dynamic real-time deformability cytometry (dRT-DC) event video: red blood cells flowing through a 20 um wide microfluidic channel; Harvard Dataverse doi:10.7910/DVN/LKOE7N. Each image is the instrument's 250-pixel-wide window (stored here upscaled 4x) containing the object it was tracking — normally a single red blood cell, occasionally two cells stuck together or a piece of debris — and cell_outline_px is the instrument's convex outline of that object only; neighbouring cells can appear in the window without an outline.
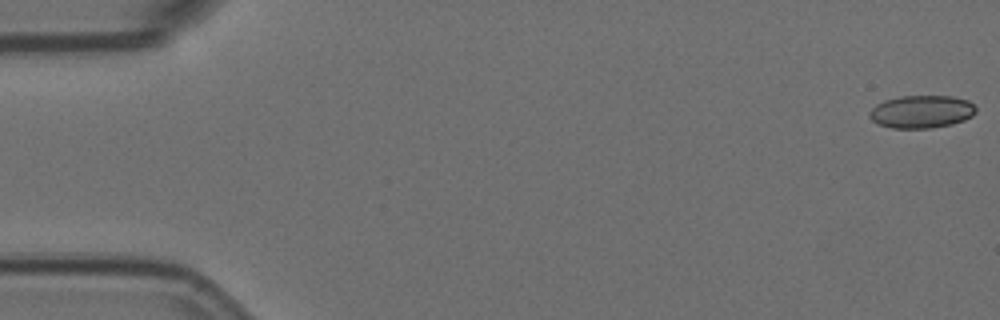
{"species": "Egyptian fruit bat (a non-hibernating species)", "species_latin": "Rousettus aegyptiacus", "temperature_condition": "room temperature", "stored_images_in_passage": 36, "camera_frame_rate_fps": 3000, "um_per_image_px": 0.085, "animal": {"sex": "female"}, "frame": {"image": 1, "passage_image": 1, "time_ms": 0.0, "image_size_px": [1000, 320], "cell_outline_px": [[976, 112], [972, 116], [964, 120], [952, 124], [932, 128], [892, 128], [876, 124], [868, 116], [868, 112], [876, 104], [884, 100], [900, 96], [952, 96], [968, 100], [976, 108]], "centroid_in_image_um": [78.3, 9.49], "position_along_channel_um": 6.7, "area_um2": 20.52}}
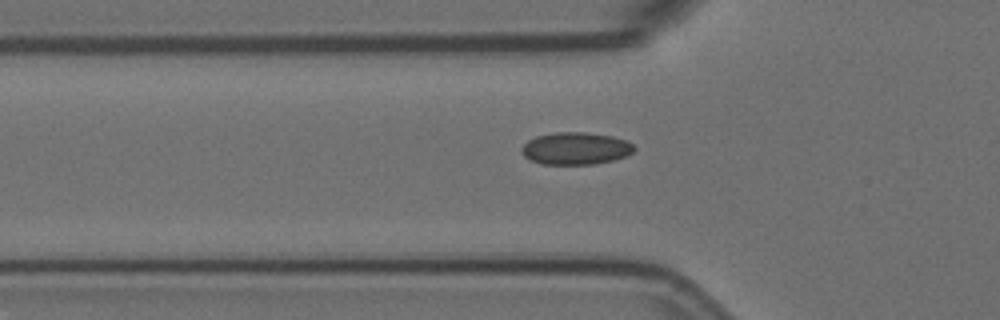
{"frame": {"image": 2, "passage_image": 19, "time_ms": 6.0, "image_size_px": [1000, 320], "cell_outline_px": [[636, 148], [628, 156], [612, 160], [592, 164], [540, 164], [524, 156], [520, 152], [520, 148], [528, 140], [536, 136], [556, 132], [584, 132], [612, 136], [624, 140], [632, 144]], "centroid_in_image_um": [48.91, 12.62], "position_along_channel_um": 76.9, "area_um2": 21.15}}
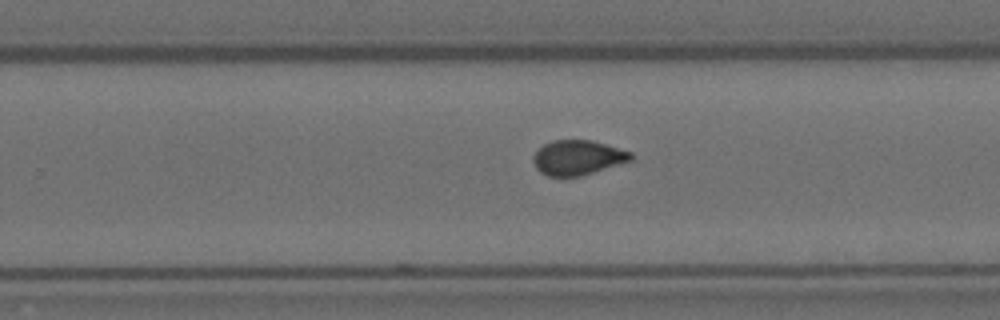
{"frame": {"image": 3, "passage_image": 36, "time_ms": 11.667, "image_size_px": [1000, 320], "cell_outline_px": [[632, 160], [620, 164], [580, 176], [548, 176], [540, 172], [536, 168], [532, 160], [532, 156], [544, 144], [552, 140], [592, 140], [632, 152]], "centroid_in_image_um": [49.09, 13.39], "position_along_channel_um": 280.7, "area_um2": 19.71}}